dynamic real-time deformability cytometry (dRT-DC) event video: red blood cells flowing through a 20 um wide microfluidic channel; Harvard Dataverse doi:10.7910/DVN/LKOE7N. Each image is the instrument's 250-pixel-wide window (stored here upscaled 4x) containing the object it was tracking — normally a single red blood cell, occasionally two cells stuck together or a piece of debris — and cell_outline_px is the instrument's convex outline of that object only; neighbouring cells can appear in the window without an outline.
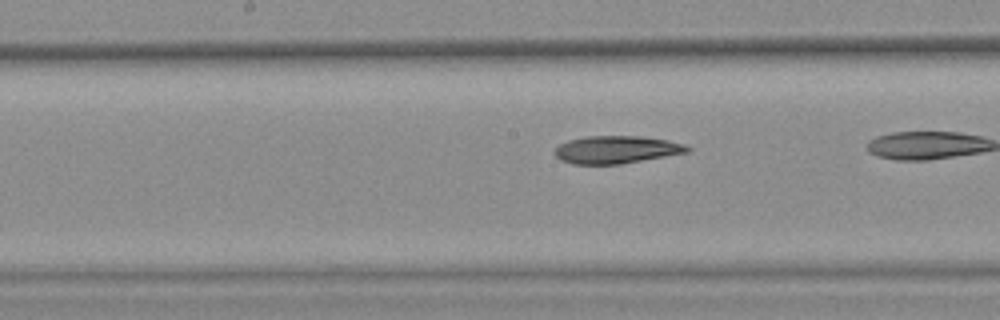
{"species": "common noctule bat (a hibernating species)", "species_latin": "Nyctalus noctula", "temperature_condition": "warm", "stored_images_in_passage": 25, "camera_frame_rate_fps": 3000, "um_per_image_px": 0.085, "animal": {"sex": "female", "body_mass_g": 25.1}, "frame": {"image": 1, "passage_image": 11, "time_ms": 3.333, "image_size_px": [1000, 320], "cell_outline_px": [[692, 148], [688, 152], [620, 164], [572, 164], [560, 160], [556, 156], [556, 148], [560, 144], [568, 140], [584, 136], [640, 136], [668, 140], [684, 144]], "centroid_in_image_um": [52.39, 12.71], "position_along_channel_um": 195.8, "area_um2": 21.27}}